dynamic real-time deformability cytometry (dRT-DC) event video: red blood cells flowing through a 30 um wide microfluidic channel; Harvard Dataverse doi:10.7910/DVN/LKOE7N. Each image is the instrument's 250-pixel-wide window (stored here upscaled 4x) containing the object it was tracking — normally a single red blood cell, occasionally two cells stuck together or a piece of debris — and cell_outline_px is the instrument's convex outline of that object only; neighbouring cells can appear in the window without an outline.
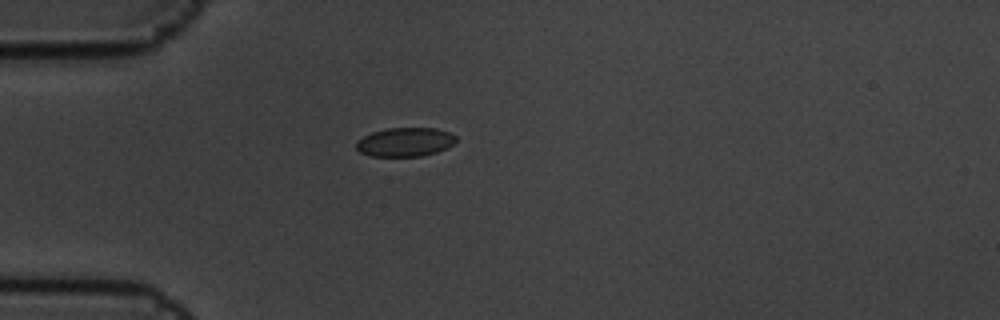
{"species": "common noctule bat (a hibernating species)", "species_latin": "Nyctalus noctula", "temperature_condition": "cold", "stored_images_in_passage": 1, "camera_frame_rate_fps": 3000, "um_per_image_px": 0.085, "animal": {"sex": "male", "body_mass_g": 19.5, "forearm_length_mm": 54.6}, "frame": {"image": 1, "passage_image": 1, "time_ms": 0.0, "image_size_px": [1000, 320], "cell_outline_px": [[456, 140], [448, 148], [436, 152], [420, 156], [368, 156], [360, 152], [356, 148], [356, 140], [372, 132], [388, 128], [436, 128], [448, 132], [456, 136]], "centroid_in_image_um": [34.41, 12.07], "position_along_channel_um": 50.6, "area_um2": 16.82}}